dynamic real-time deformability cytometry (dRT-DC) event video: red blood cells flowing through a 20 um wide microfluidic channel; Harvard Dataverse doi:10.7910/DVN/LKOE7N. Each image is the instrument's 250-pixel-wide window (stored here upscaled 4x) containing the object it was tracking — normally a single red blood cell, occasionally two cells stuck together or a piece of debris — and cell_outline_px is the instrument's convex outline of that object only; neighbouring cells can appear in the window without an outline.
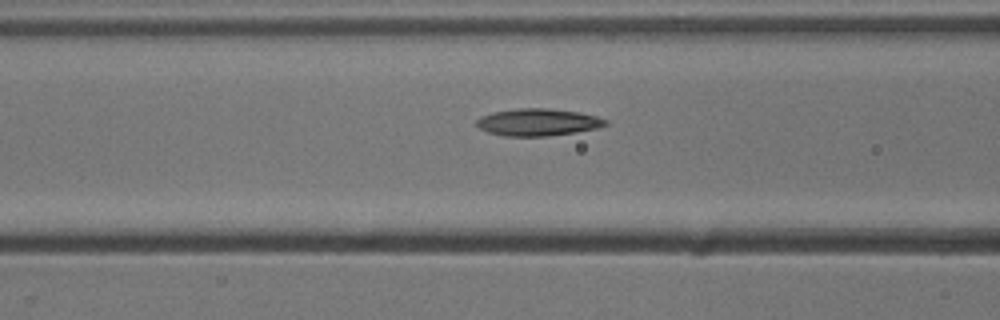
{"species": "common noctule bat (a hibernating species)", "species_latin": "Nyctalus noctula", "temperature_condition": "cold", "stored_images_in_passage": 14, "camera_frame_rate_fps": 3000, "um_per_image_px": 0.085, "animal": {"sex": "male", "body_mass_g": 13.3}, "frame": {"image": 1, "passage_image": 12, "time_ms": 3.667, "image_size_px": [1000, 320], "cell_outline_px": [[608, 124], [596, 128], [576, 132], [544, 136], [504, 136], [488, 132], [480, 128], [476, 124], [476, 120], [480, 116], [492, 112], [516, 108], [548, 108], [580, 112], [596, 116], [608, 120]], "centroid_in_image_um": [45.71, 10.38], "position_along_channel_um": 120.9, "area_um2": 20.46}}